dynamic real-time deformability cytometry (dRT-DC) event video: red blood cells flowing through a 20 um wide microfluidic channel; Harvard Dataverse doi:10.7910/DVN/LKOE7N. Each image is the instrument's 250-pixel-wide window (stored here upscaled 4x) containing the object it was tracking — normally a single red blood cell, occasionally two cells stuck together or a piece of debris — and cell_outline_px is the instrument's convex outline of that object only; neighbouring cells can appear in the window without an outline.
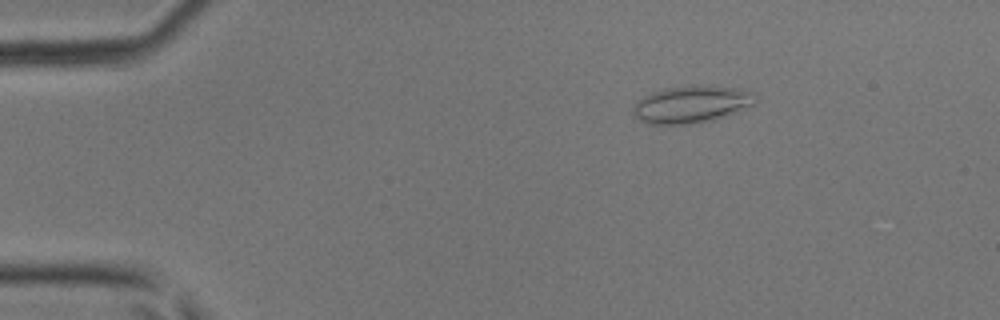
{"species": "common noctule bat (a hibernating species)", "species_latin": "Nyctalus noctula", "temperature_condition": "room temperature", "stored_images_in_passage": 44, "camera_frame_rate_fps": 3000, "um_per_image_px": 0.085, "animal": {"sex": "male", "body_mass_g": 17.9, "forearm_length_mm": 54.2}, "frame": {"image": 1, "passage_image": 8, "time_ms": 2.333, "image_size_px": [1000, 320], "cell_outline_px": [[756, 100], [752, 104], [736, 112], [712, 120], [688, 124], [648, 124], [632, 116], [632, 112], [636, 104], [644, 96], [664, 88], [688, 84], [700, 84], [736, 88], [752, 92]], "centroid_in_image_um": [58.74, 8.85], "position_along_channel_um": 26.3, "area_um2": 26.47}}
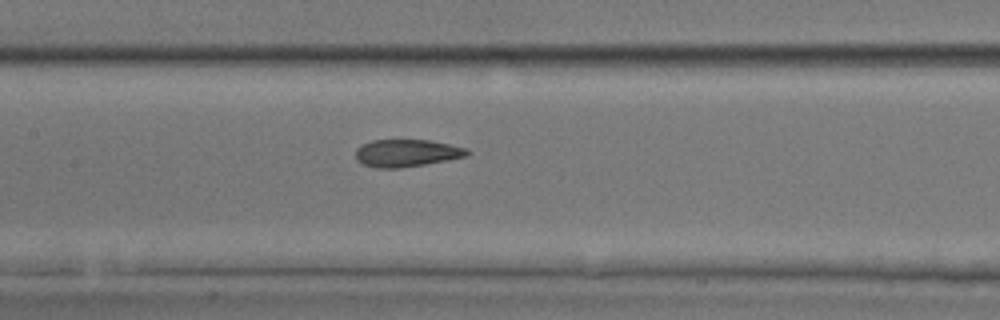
{"frame": {"image": 2, "passage_image": 23, "time_ms": 7.333, "image_size_px": [1000, 320], "cell_outline_px": [[472, 152], [468, 156], [448, 160], [400, 168], [376, 168], [360, 164], [356, 160], [356, 148], [372, 140], [428, 140], [468, 148]], "centroid_in_image_um": [34.57, 13.02], "position_along_channel_um": 172.8, "area_um2": 17.92}}
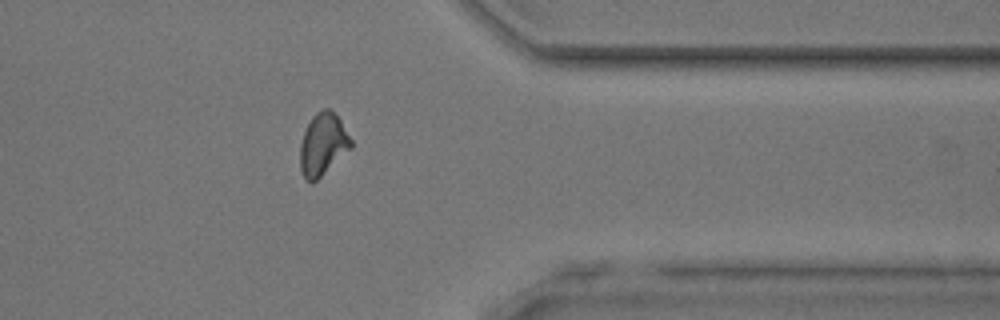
{"frame": {"image": 3, "passage_image": 38, "time_ms": 12.333, "image_size_px": [1000, 320], "cell_outline_px": [[352, 148], [312, 184], [304, 180], [300, 168], [300, 144], [304, 132], [312, 116], [316, 112], [324, 108], [328, 108], [340, 120], [352, 140]], "centroid_in_image_um": [27.43, 12.3], "position_along_channel_um": 384.0, "area_um2": 18.44}}